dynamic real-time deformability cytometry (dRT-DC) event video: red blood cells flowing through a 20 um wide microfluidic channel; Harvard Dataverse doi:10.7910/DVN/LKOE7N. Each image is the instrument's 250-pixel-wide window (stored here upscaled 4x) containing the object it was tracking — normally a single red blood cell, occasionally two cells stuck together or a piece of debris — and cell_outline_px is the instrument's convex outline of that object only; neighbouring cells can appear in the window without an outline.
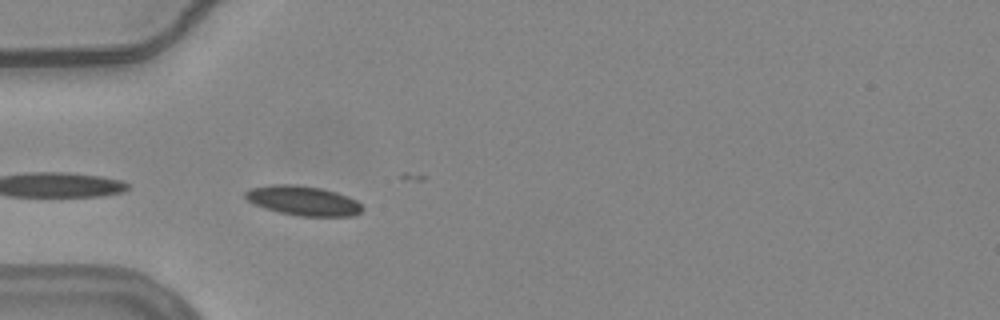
{"species": "common noctule bat (a hibernating species)", "species_latin": "Nyctalus noctula", "temperature_condition": "warm", "stored_images_in_passage": 38, "camera_frame_rate_fps": 3000, "um_per_image_px": 0.085, "animal": {"sex": "female", "body_mass_g": 24.6, "forearm_length_mm": 56.2}, "frame": {"image": 1, "passage_image": 1, "time_ms": 0.0, "image_size_px": [1000, 320], "cell_outline_px": [[364, 208], [356, 216], [300, 216], [280, 212], [264, 208], [248, 200], [244, 196], [244, 192], [252, 188], [272, 184], [296, 184], [320, 188], [336, 192], [356, 200]], "centroid_in_image_um": [25.78, 17.06], "position_along_channel_um": 59.2, "area_um2": 20.06}, "authors_computed_cell_mechanics": {"area_um2": 19.9699, "velocity_mm_per_s": 3.6963, "shape_relaxation_time_tau1_ms": 5.1111, "shape_relaxation_time_tau2_ms": 4.8362, "deformation_change_tau1": 0.1358, "deformation_change_tau2": 0.106}}